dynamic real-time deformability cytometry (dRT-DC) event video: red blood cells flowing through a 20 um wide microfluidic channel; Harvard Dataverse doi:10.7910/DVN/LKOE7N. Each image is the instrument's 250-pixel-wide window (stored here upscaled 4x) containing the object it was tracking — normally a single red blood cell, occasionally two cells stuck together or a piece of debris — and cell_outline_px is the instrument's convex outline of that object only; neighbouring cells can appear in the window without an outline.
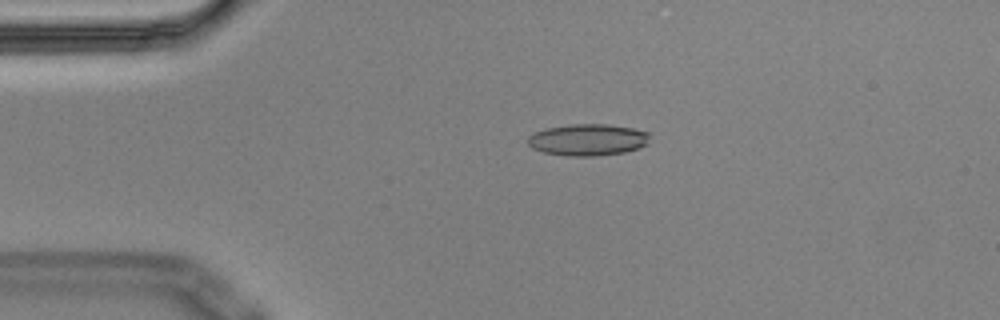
{"species": "Egyptian fruit bat (a non-hibernating species)", "species_latin": "Rousettus aegyptiacus", "temperature_condition": "cold", "stored_images_in_passage": 5, "camera_frame_rate_fps": 3000, "um_per_image_px": 0.085, "animal": {"sex": "male"}, "frame": {"image": 1, "passage_image": 4, "time_ms": 1.0, "image_size_px": [1000, 320], "cell_outline_px": [[648, 144], [624, 152], [596, 156], [568, 156], [544, 152], [532, 148], [528, 144], [528, 136], [536, 132], [548, 128], [568, 124], [608, 124], [632, 128], [648, 132]], "centroid_in_image_um": [49.95, 11.88], "position_along_channel_um": 35.0, "area_um2": 22.37}}